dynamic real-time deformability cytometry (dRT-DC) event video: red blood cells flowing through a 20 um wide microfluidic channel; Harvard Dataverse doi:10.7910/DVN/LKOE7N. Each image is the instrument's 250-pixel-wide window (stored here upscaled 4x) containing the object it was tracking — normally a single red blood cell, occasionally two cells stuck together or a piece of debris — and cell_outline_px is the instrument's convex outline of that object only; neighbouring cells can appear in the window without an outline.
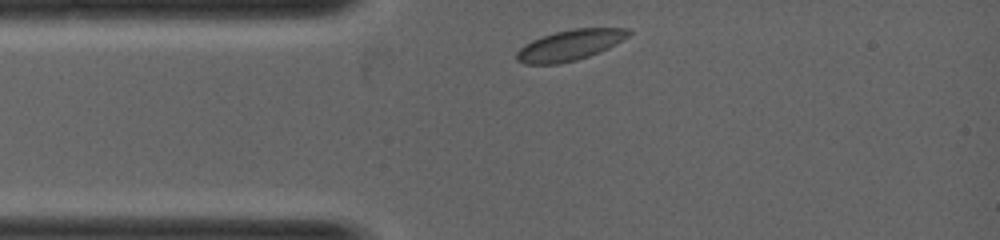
{"species": "common noctule bat (a hibernating species)", "species_latin": "Nyctalus noctula", "temperature_condition": "warm", "stored_images_in_passage": 23, "camera_frame_rate_fps": 5000, "um_per_image_px": 0.085, "animal": {"sex": "female", "body_mass_g": 19.0, "forearm_length_mm": 53.3}, "frame": {"image": 1, "passage_image": 1, "time_ms": 0.0, "image_size_px": [1000, 240], "cell_outline_px": [[632, 32], [628, 36], [608, 48], [600, 52], [576, 60], [556, 64], [524, 64], [516, 60], [516, 52], [524, 44], [532, 40], [556, 32], [572, 28], [628, 28]], "centroid_in_image_um": [48.42, 3.84], "position_along_channel_um": 36.6, "area_um2": 19.88}}
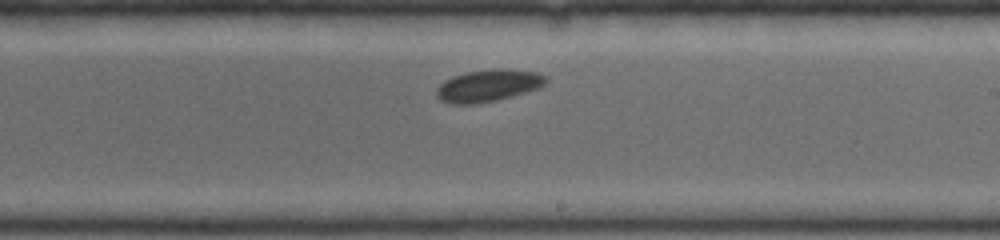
{"frame": {"image": 2, "passage_image": 14, "time_ms": 2.6, "image_size_px": [1000, 240], "cell_outline_px": [[548, 80], [540, 88], [512, 96], [496, 100], [476, 104], [452, 104], [440, 100], [436, 96], [436, 88], [444, 80], [452, 76], [468, 72], [496, 68], [500, 68], [540, 72], [548, 76]], "centroid_in_image_um": [41.52, 7.27], "position_along_channel_um": 247.5, "area_um2": 20.69}}
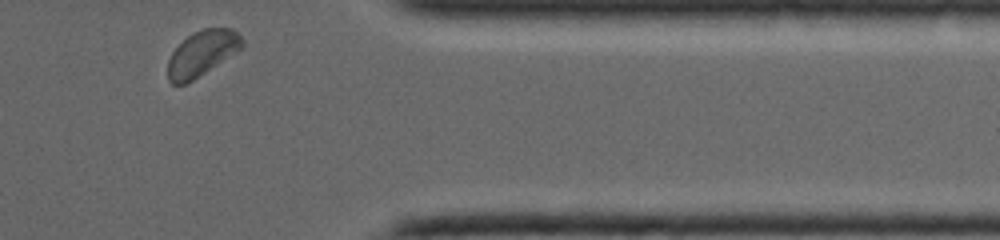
{"frame": {"image": 3, "passage_image": 23, "time_ms": 4.4, "image_size_px": [1000, 240], "cell_outline_px": [[244, 44], [236, 52], [192, 80], [184, 84], [172, 84], [168, 80], [168, 60], [172, 52], [188, 36], [204, 28], [232, 28], [244, 40]], "centroid_in_image_um": [17.17, 4.53], "position_along_channel_um": 394.2, "area_um2": 19.13}}